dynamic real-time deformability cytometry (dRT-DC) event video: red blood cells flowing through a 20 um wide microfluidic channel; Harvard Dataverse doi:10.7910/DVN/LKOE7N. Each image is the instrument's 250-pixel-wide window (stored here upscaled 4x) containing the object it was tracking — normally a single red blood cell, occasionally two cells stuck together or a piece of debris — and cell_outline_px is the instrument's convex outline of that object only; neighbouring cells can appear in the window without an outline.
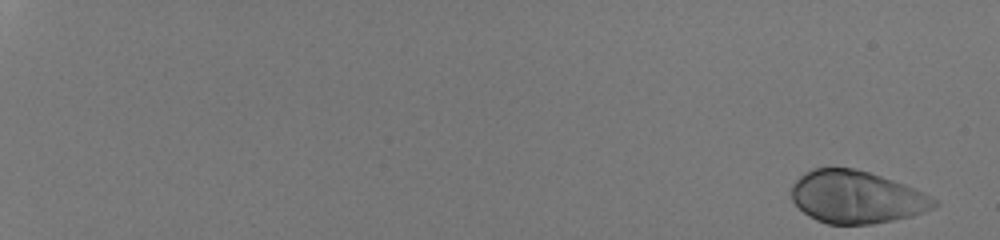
{"species": "human", "species_latin": "Homo sapiens", "temperature_condition": "room temperature", "stored_images_in_passage": 53, "camera_frame_rate_fps": 3000, "um_per_image_px": 0.085, "donor": {"sex": "male"}, "frame": {"image": 1, "passage_image": 1, "time_ms": 0.0, "image_size_px": [1000, 240], "cell_outline_px": [[940, 204], [924, 212], [912, 216], [872, 224], [828, 224], [816, 220], [808, 216], [792, 200], [792, 184], [804, 172], [812, 168], [856, 168], [904, 184], [924, 192], [936, 200]], "centroid_in_image_um": [72.8, 16.75], "position_along_channel_um": 12.2, "area_um2": 43.58}}
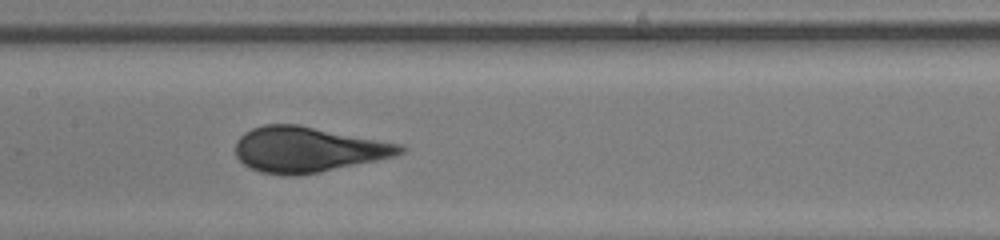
{"frame": {"image": 2, "passage_image": 31, "time_ms": 10.0, "image_size_px": [1000, 240], "cell_outline_px": [[408, 148], [404, 152], [396, 156], [320, 172], [292, 176], [284, 176], [260, 172], [248, 168], [236, 156], [236, 140], [244, 132], [252, 128], [264, 124], [300, 124], [404, 144]], "centroid_in_image_um": [26.19, 12.7], "position_along_channel_um": 181.2, "area_um2": 44.16}}
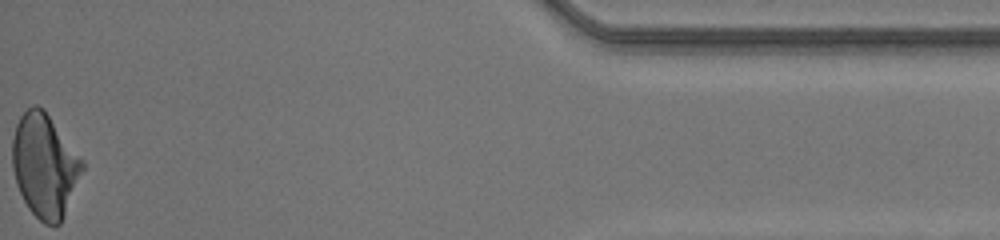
{"frame": {"image": 3, "passage_image": 53, "time_ms": 17.333, "image_size_px": [1000, 240], "cell_outline_px": [[84, 168], [64, 216], [60, 224], [44, 224], [28, 208], [16, 184], [12, 168], [12, 140], [16, 124], [20, 116], [32, 104], [36, 104], [44, 108], [84, 160]], "centroid_in_image_um": [3.8, 14.04], "position_along_channel_um": 431.4, "area_um2": 42.37}, "authors_computed_cell_mechanics": {"area_um2": 42.8298, "velocity_mm_per_s": 4.2148, "shape_relaxation_time_tau1_ms": 3.9479, "shape_relaxation_time_tau2_ms": null, "deformation_change_tau1": 0.1832, "deformation_change_tau2": null}}